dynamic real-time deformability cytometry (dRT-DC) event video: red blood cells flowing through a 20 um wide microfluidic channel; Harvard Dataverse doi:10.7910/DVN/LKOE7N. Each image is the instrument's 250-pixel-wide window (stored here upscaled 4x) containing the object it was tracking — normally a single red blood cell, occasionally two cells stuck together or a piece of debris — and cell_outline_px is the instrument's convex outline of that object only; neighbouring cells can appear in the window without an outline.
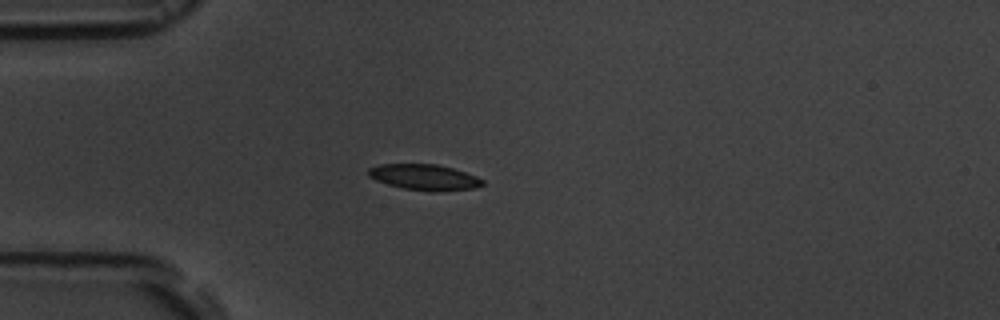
{"species": "common noctule bat (a hibernating species)", "species_latin": "Nyctalus noctula", "temperature_condition": "room temperature", "stored_images_in_passage": 10, "camera_frame_rate_fps": 3000, "um_per_image_px": 0.085, "animal": {"sex": "male", "body_mass_g": 19.5, "forearm_length_mm": 54.6}, "frame": {"image": 1, "passage_image": 4, "time_ms": 3.333, "image_size_px": [1000, 320], "cell_outline_px": [[484, 184], [476, 188], [440, 192], [432, 192], [404, 188], [388, 184], [376, 180], [368, 176], [368, 168], [380, 164], [436, 164], [452, 168], [476, 176], [484, 180]], "centroid_in_image_um": [36.09, 15.07], "position_along_channel_um": 48.9, "area_um2": 17.22}}
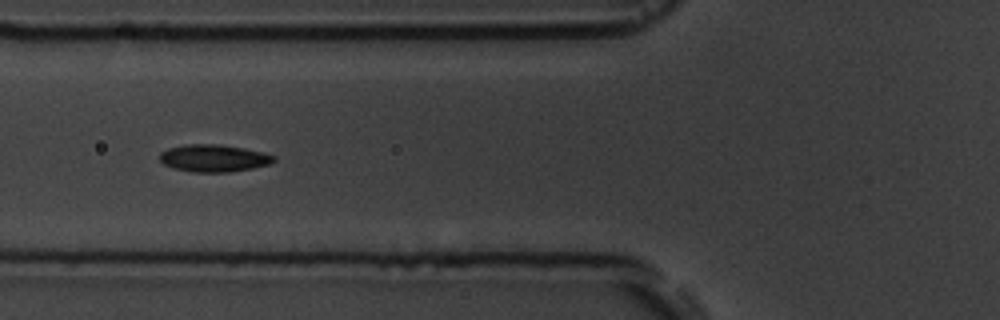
{"frame": {"image": 2, "passage_image": 6, "time_ms": 5.333, "image_size_px": [1000, 320], "cell_outline_px": [[276, 160], [268, 164], [252, 168], [232, 172], [192, 172], [172, 168], [164, 164], [160, 160], [160, 152], [168, 148], [184, 144], [216, 144], [244, 148], [264, 152], [276, 156]], "centroid_in_image_um": [18.16, 13.44], "position_along_channel_um": 107.6, "area_um2": 18.26}}
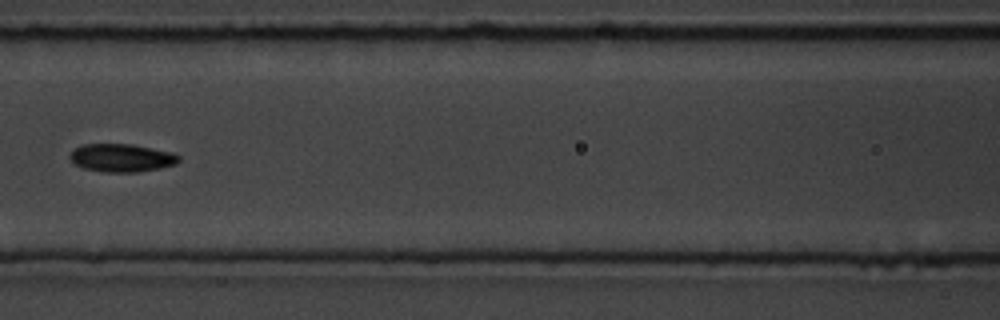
{"frame": {"image": 3, "passage_image": 7, "time_ms": 6.667, "image_size_px": [1000, 320], "cell_outline_px": [[180, 160], [176, 164], [160, 168], [136, 172], [104, 172], [84, 168], [76, 164], [68, 156], [72, 148], [84, 144], [132, 144], [172, 152], [180, 156]], "centroid_in_image_um": [10.33, 13.41], "position_along_channel_um": 156.3, "area_um2": 17.86}}